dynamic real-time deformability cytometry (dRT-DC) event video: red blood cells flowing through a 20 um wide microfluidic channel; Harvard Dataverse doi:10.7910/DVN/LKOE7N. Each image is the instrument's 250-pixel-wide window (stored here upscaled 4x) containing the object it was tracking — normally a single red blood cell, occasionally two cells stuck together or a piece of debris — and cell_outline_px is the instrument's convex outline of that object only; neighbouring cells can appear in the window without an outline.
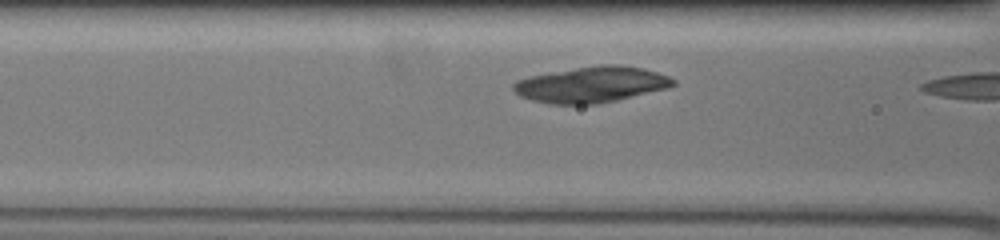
{"species": "common noctule bat (a hibernating species)", "species_latin": "Nyctalus noctula", "temperature_condition": "warm", "stored_images_in_passage": 11, "camera_frame_rate_fps": 3000, "um_per_image_px": 0.085, "animal": {"sex": "female", "body_mass_g": 19.5, "forearm_length_mm": 54.1}, "frame": {"image": 1, "passage_image": 5, "time_ms": 1.333, "image_size_px": [1000, 240], "cell_outline_px": [[676, 84], [664, 88], [600, 104], [548, 104], [532, 100], [520, 96], [512, 88], [512, 84], [516, 80], [528, 76], [600, 64], [620, 64], [644, 68], [668, 76], [676, 80]], "centroid_in_image_um": [50.23, 7.18], "position_along_channel_um": 116.4, "area_um2": 33.29}}
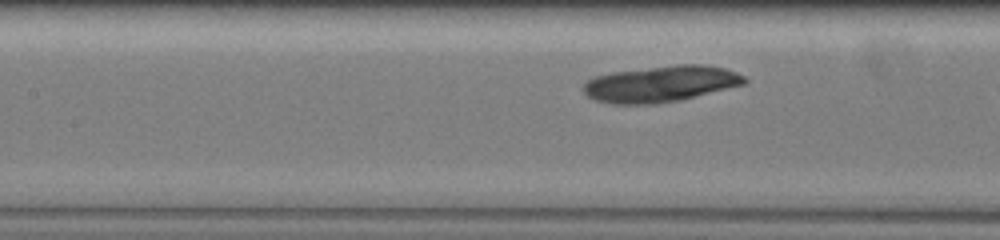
{"frame": {"image": 2, "passage_image": 8, "time_ms": 2.333, "image_size_px": [1000, 240], "cell_outline_px": [[748, 80], [744, 84], [680, 100], [656, 104], [612, 104], [596, 100], [588, 96], [584, 92], [584, 84], [588, 80], [596, 76], [612, 72], [676, 64], [704, 64], [724, 68], [736, 72], [744, 76]], "centroid_in_image_um": [56.18, 7.13], "position_along_channel_um": 151.2, "area_um2": 33.87}}